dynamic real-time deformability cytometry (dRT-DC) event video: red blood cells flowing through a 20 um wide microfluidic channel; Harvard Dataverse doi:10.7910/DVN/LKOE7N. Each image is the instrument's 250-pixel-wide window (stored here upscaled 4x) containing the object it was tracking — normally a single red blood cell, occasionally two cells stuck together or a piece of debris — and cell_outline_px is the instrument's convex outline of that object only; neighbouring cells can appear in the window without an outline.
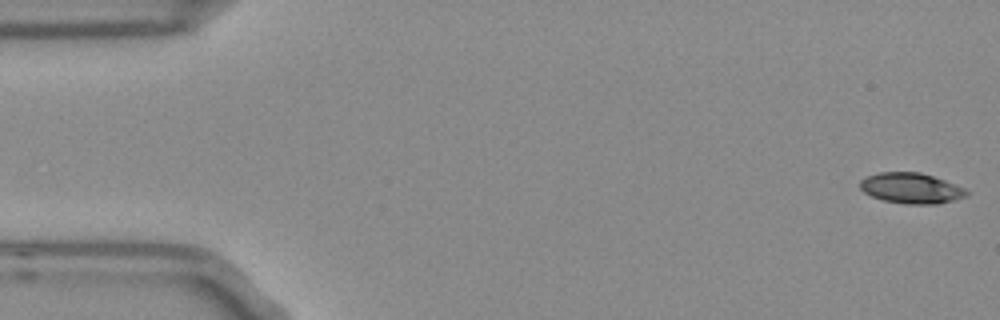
{"species": "Egyptian fruit bat (a non-hibernating species)", "species_latin": "Rousettus aegyptiacus", "temperature_condition": "room temperature", "stored_images_in_passage": 53, "camera_frame_rate_fps": 3000, "um_per_image_px": 0.085, "frame": {"image": 1, "passage_image": 1, "time_ms": 0.0, "image_size_px": [1000, 320], "cell_outline_px": [[968, 196], [936, 204], [908, 204], [884, 200], [872, 196], [864, 192], [860, 188], [860, 180], [864, 176], [880, 172], [920, 172], [944, 180], [964, 188], [968, 192]], "centroid_in_image_um": [77.42, 15.99], "position_along_channel_um": 7.6, "area_um2": 18.84}}
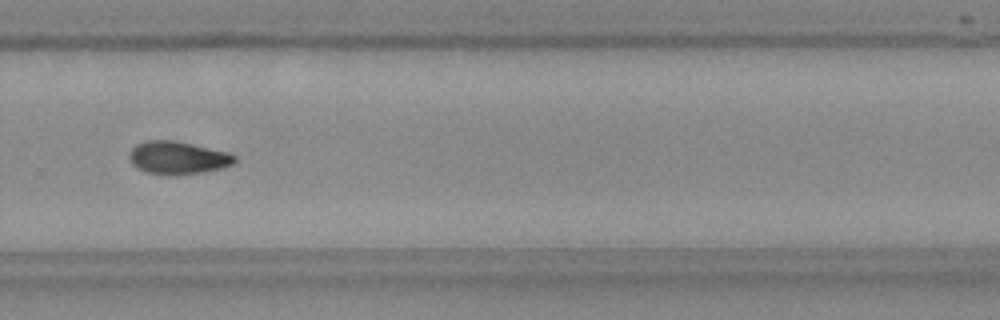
{"frame": {"image": 2, "passage_image": 36, "time_ms": 11.667, "image_size_px": [1000, 320], "cell_outline_px": [[236, 160], [232, 164], [224, 168], [204, 172], [172, 176], [148, 172], [136, 168], [132, 164], [128, 156], [128, 152], [136, 144], [148, 140], [172, 140], [192, 144], [228, 152], [236, 156]], "centroid_in_image_um": [15.1, 13.42], "position_along_channel_um": 314.7, "area_um2": 20.35}}
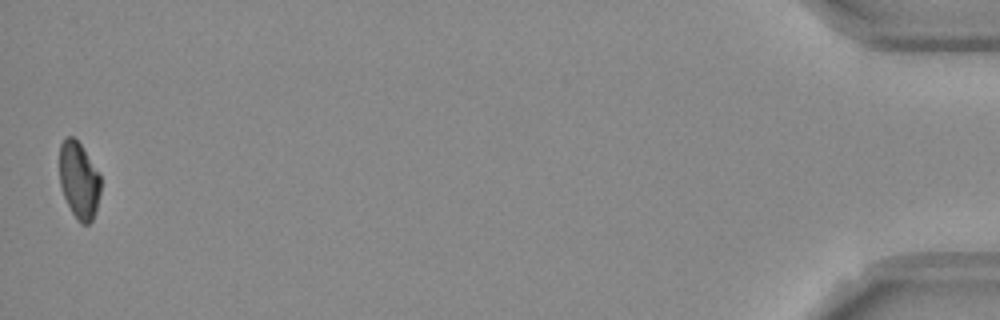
{"frame": {"image": 3, "passage_image": 53, "time_ms": 17.333, "image_size_px": [1000, 320], "cell_outline_px": [[100, 192], [96, 212], [92, 220], [88, 224], [80, 224], [72, 212], [64, 196], [60, 184], [60, 144], [64, 136], [72, 136], [80, 144], [100, 176]], "centroid_in_image_um": [6.7, 15.34], "position_along_channel_um": 428.5, "area_um2": 18.21}, "authors_computed_cell_mechanics": {"area_um2": 19.8254, "velocity_mm_per_s": 3.7518, "shape_relaxation_time_tau1_ms": 5.1917, "shape_relaxation_time_tau2_ms": null, "deformation_change_tau1": 0.1666, "deformation_change_tau2": null}}